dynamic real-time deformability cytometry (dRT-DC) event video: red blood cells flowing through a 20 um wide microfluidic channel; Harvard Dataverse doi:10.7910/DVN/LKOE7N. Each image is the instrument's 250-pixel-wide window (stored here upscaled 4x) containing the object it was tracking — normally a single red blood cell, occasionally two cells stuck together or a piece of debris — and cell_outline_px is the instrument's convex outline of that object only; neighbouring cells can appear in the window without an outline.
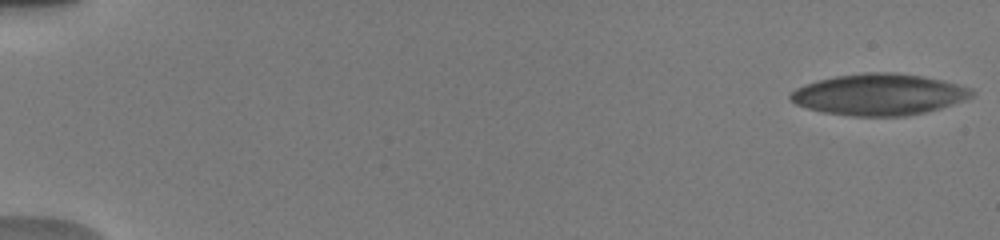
{"species": "human", "species_latin": "Homo sapiens", "temperature_condition": "warm", "stored_images_in_passage": 42, "camera_frame_rate_fps": 3000, "um_per_image_px": 0.085, "donor": {"sex": "male"}, "frame": {"image": 1, "passage_image": 1, "time_ms": 0.0, "image_size_px": [1000, 240], "cell_outline_px": [[976, 92], [972, 96], [964, 100], [940, 108], [924, 112], [904, 116], [852, 116], [824, 112], [808, 108], [796, 104], [788, 100], [788, 96], [796, 88], [804, 84], [836, 76], [864, 72], [896, 72], [924, 76], [944, 80], [972, 88]], "centroid_in_image_um": [74.73, 8.02], "position_along_channel_um": 10.3, "area_um2": 43.81}}
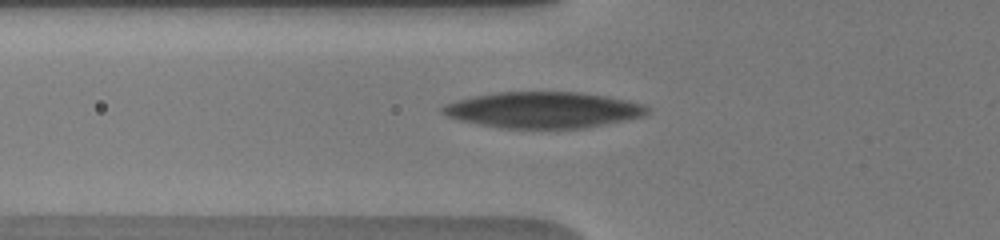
{"frame": {"image": 2, "passage_image": 21, "time_ms": 6.333, "image_size_px": [1000, 240], "cell_outline_px": [[648, 112], [644, 116], [588, 128], [504, 128], [480, 124], [460, 120], [448, 116], [440, 112], [440, 108], [444, 104], [472, 96], [496, 92], [580, 92], [608, 96], [628, 100], [644, 104], [648, 108]], "centroid_in_image_um": [46.19, 9.34], "position_along_channel_um": 79.6, "area_um2": 43.18}}
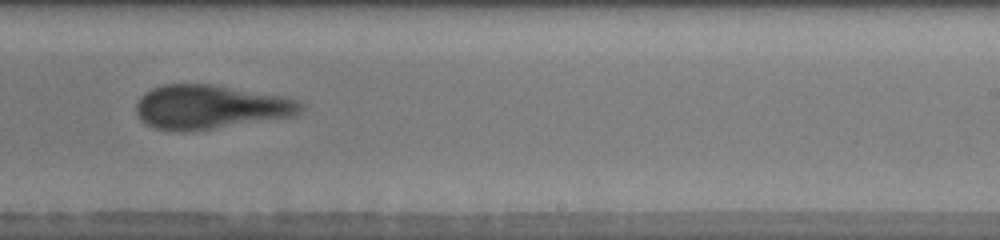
{"frame": {"image": 3, "passage_image": 31, "time_ms": 11.333, "image_size_px": [1000, 240], "cell_outline_px": [[304, 108], [296, 116], [184, 132], [156, 128], [144, 124], [140, 120], [136, 112], [136, 104], [140, 96], [144, 92], [152, 88], [164, 84], [212, 84], [284, 96], [296, 100], [304, 104]], "centroid_in_image_um": [17.86, 9.09], "position_along_channel_um": 271.1, "area_um2": 42.31}, "authors_computed_cell_mechanics": {"area_um2": 42.5408, "velocity_mm_per_s": 3.8304, "shape_relaxation_time_tau1_ms": 6.1514, "shape_relaxation_time_tau2_ms": 2.6133, "deformation_change_tau1": 0.1685, "deformation_change_tau2": 0.1255}}